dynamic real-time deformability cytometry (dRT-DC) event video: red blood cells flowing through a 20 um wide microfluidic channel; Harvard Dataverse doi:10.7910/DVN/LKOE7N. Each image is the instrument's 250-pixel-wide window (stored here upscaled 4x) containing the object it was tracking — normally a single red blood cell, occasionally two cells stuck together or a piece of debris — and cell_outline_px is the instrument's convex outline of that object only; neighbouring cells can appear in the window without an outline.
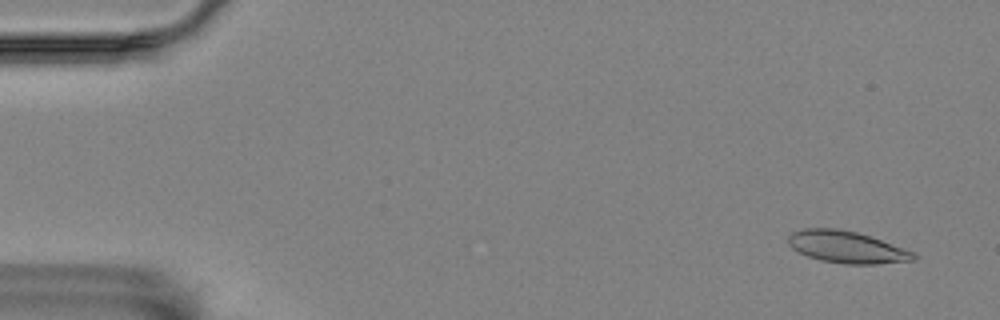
{"species": "Egyptian fruit bat (a non-hibernating species)", "species_latin": "Rousettus aegyptiacus", "temperature_condition": "room temperature", "stored_images_in_passage": 7, "camera_frame_rate_fps": 3000, "um_per_image_px": 0.085, "animal": {"sex": "female"}, "frame": {"image": 1, "passage_image": 1, "time_ms": 0.0, "image_size_px": [1000, 320], "cell_outline_px": [[916, 260], [876, 264], [844, 264], [820, 260], [808, 256], [792, 248], [788, 244], [788, 236], [792, 232], [804, 228], [836, 228], [856, 232], [916, 252]], "centroid_in_image_um": [71.97, 21.0], "position_along_channel_um": 13.0, "area_um2": 23.24}}
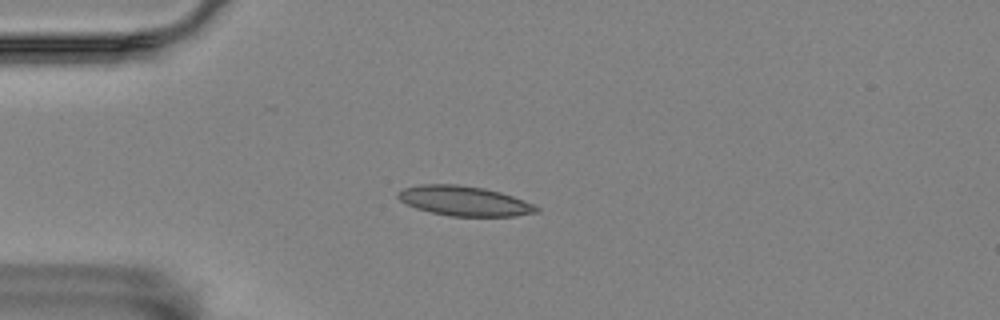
{"frame": {"image": 2, "passage_image": 4, "time_ms": 1.0, "image_size_px": [1000, 320], "cell_outline_px": [[540, 212], [516, 216], [448, 216], [416, 208], [400, 200], [396, 196], [396, 192], [404, 188], [420, 184], [456, 184], [484, 188], [500, 192], [512, 196], [532, 204], [540, 208]], "centroid_in_image_um": [39.45, 17.08], "position_along_channel_um": 45.5, "area_um2": 23.99}}
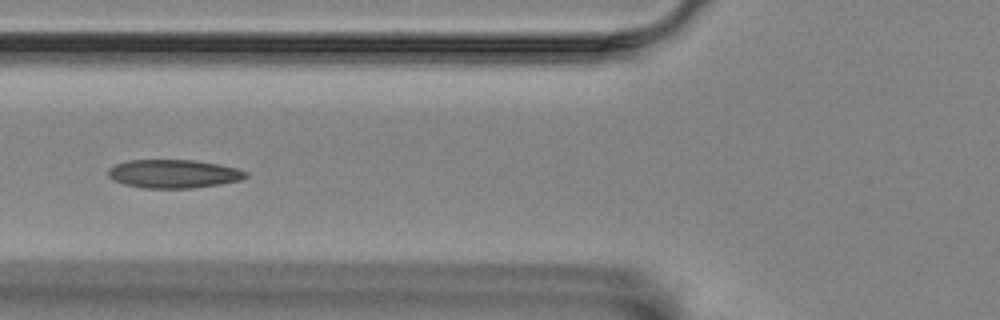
{"frame": {"image": 3, "passage_image": 6, "time_ms": 1.667, "image_size_px": [1000, 320], "cell_outline_px": [[248, 176], [240, 180], [220, 184], [192, 188], [144, 188], [124, 184], [112, 180], [108, 176], [108, 168], [116, 164], [128, 160], [196, 160], [220, 164], [236, 168], [248, 172]], "centroid_in_image_um": [14.75, 14.77], "position_along_channel_um": 111.0, "area_um2": 22.95}}